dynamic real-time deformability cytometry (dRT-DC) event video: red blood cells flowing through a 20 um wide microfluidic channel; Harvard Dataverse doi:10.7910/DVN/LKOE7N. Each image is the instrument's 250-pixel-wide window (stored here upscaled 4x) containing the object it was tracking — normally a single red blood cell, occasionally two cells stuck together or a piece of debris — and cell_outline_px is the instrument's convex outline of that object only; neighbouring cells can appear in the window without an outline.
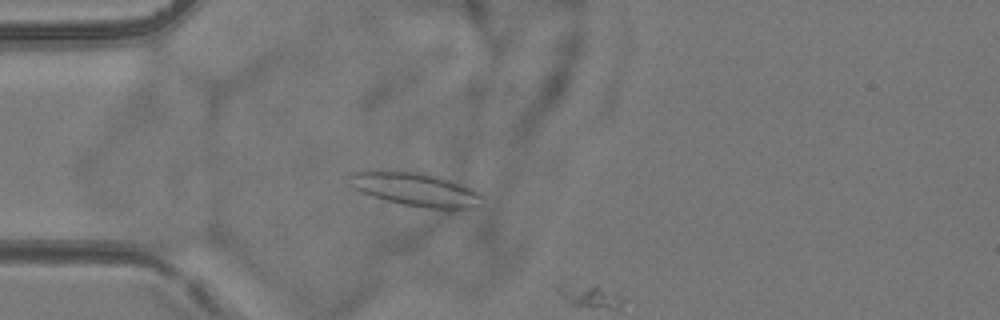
{"species": "common noctule bat (a hibernating species)", "species_latin": "Nyctalus noctula", "temperature_condition": "room temperature", "stored_images_in_passage": 3, "camera_frame_rate_fps": 3000, "um_per_image_px": 0.085, "animal": {"sex": "female", "body_mass_g": 24.6, "forearm_length_mm": 56.2}, "frame": {"image": 1, "passage_image": 2, "time_ms": 4.333, "image_size_px": [1000, 320], "cell_outline_px": [[484, 204], [468, 208], [448, 212], [424, 208], [404, 204], [372, 196], [360, 192], [348, 184], [348, 172], [368, 168], [416, 172], [440, 176], [472, 188], [480, 192], [484, 196]], "centroid_in_image_um": [35.31, 16.09], "position_along_channel_um": 49.7, "area_um2": 27.34}}